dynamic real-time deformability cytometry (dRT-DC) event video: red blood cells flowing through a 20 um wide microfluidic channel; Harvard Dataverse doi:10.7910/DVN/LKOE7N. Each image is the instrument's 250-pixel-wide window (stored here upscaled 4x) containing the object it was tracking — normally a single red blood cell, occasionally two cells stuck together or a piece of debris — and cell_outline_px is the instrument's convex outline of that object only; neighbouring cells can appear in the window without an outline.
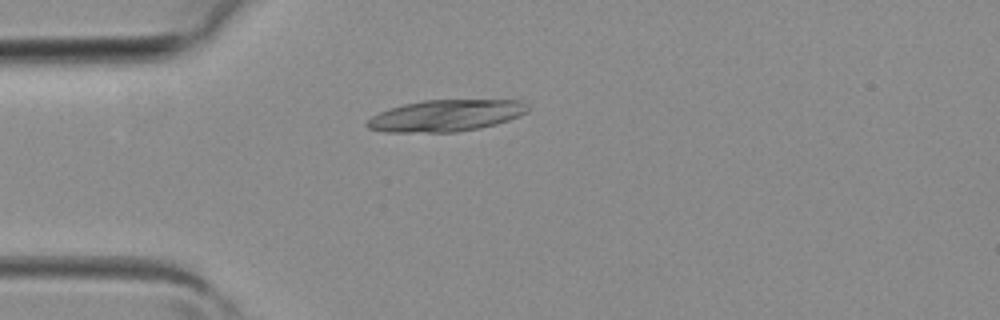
{"species": "common noctule bat (a hibernating species)", "species_latin": "Nyctalus noctula", "temperature_condition": "room temperature", "stored_images_in_passage": 1, "camera_frame_rate_fps": 3000, "um_per_image_px": 0.085, "animal": {"sex": "female", "body_mass_g": 19.3, "forearm_length_mm": 54.1}, "frame": {"image": 1, "passage_image": 1, "time_ms": 0.0, "image_size_px": [1000, 320], "cell_outline_px": [[528, 112], [520, 116], [496, 124], [480, 128], [456, 132], [384, 132], [368, 128], [364, 124], [372, 116], [388, 108], [404, 104], [424, 100], [520, 100], [528, 104]], "centroid_in_image_um": [37.91, 9.83], "position_along_channel_um": 47.1, "area_um2": 29.71}}